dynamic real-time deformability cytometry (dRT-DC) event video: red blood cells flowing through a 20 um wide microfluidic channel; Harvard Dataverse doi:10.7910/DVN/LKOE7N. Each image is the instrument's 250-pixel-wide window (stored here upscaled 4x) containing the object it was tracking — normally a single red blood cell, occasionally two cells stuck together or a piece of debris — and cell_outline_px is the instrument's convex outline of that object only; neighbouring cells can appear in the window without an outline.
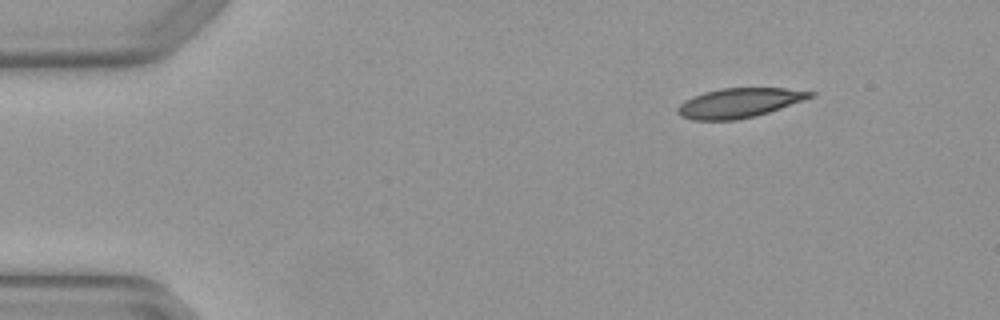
{"species": "Egyptian fruit bat (a non-hibernating species)", "species_latin": "Rousettus aegyptiacus", "temperature_condition": "warm", "stored_images_in_passage": 3, "camera_frame_rate_fps": 3000, "um_per_image_px": 0.085, "animal": {"sex": "female"}, "frame": {"image": 1, "passage_image": 1, "time_ms": 0.0, "image_size_px": [1000, 320], "cell_outline_px": [[816, 96], [756, 116], [736, 120], [692, 120], [680, 116], [676, 112], [676, 108], [684, 100], [692, 96], [704, 92], [720, 88], [784, 88], [816, 92]], "centroid_in_image_um": [62.81, 8.74], "position_along_channel_um": 22.2, "area_um2": 22.95}}